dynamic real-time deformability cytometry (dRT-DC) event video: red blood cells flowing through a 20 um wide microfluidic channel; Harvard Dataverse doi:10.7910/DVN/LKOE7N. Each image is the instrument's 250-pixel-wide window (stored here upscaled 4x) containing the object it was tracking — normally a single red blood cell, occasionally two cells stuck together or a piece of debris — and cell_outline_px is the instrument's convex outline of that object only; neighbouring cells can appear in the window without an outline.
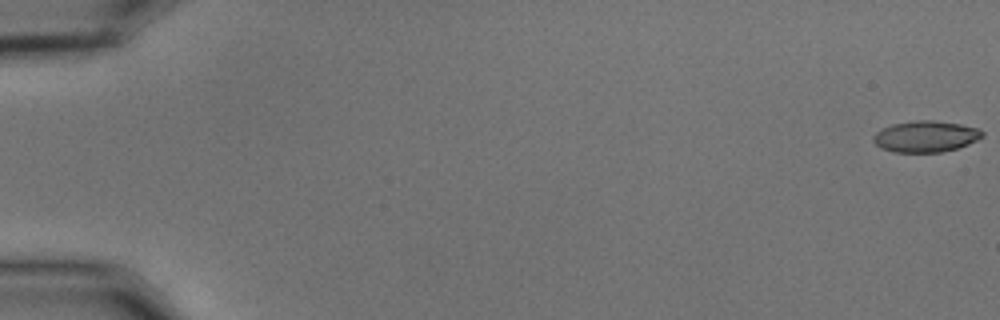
{"species": "common noctule bat (a hibernating species)", "species_latin": "Nyctalus noctula", "temperature_condition": "cold", "stored_images_in_passage": 56, "camera_frame_rate_fps": 3000, "um_per_image_px": 0.085, "animal": {"sex": "male", "body_mass_g": 15.6}, "frame": {"image": 1, "passage_image": 1, "time_ms": 0.0, "image_size_px": [1000, 320], "cell_outline_px": [[984, 136], [968, 144], [956, 148], [940, 152], [896, 152], [880, 148], [872, 140], [872, 136], [876, 132], [892, 124], [916, 120], [932, 120], [960, 124], [976, 128], [984, 132]], "centroid_in_image_um": [78.66, 11.6], "position_along_channel_um": 6.3, "area_um2": 19.71}}
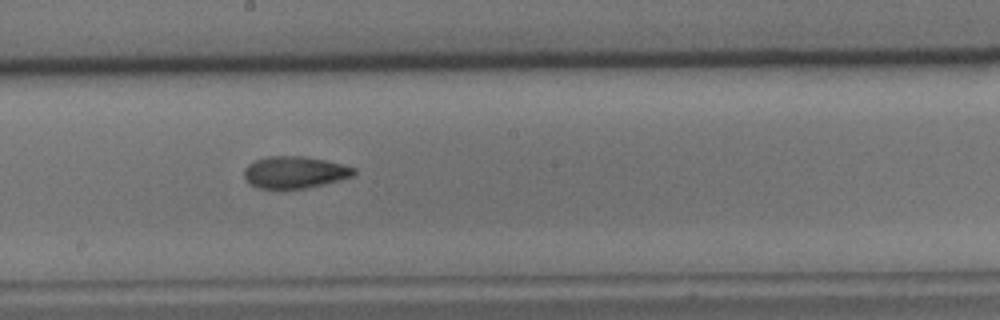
{"frame": {"image": 2, "passage_image": 32, "time_ms": 10.333, "image_size_px": [1000, 320], "cell_outline_px": [[356, 172], [352, 176], [324, 184], [304, 188], [256, 188], [248, 184], [244, 176], [244, 168], [248, 164], [256, 160], [268, 156], [304, 156], [324, 160], [356, 168]], "centroid_in_image_um": [25.0, 14.64], "position_along_channel_um": 223.2, "area_um2": 20.29}}
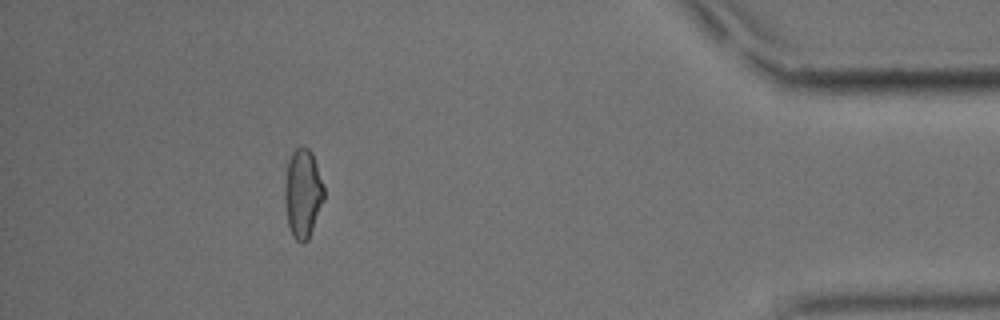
{"frame": {"image": 3, "passage_image": 51, "time_ms": 16.667, "image_size_px": [1000, 320], "cell_outline_px": [[324, 200], [308, 240], [300, 244], [292, 236], [288, 224], [284, 204], [284, 188], [288, 160], [292, 152], [296, 148], [308, 148], [312, 152], [324, 184]], "centroid_in_image_um": [25.73, 16.45], "position_along_channel_um": 409.5, "area_um2": 20.52}, "authors_computed_cell_mechanics": {"area_um2": 20.2589, "velocity_mm_per_s": 3.675, "shape_relaxation_time_tau1_ms": 7.1283, "shape_relaxation_time_tau2_ms": 3.6339, "deformation_change_tau1": 0.1599, "deformation_change_tau2": 0.0939}}